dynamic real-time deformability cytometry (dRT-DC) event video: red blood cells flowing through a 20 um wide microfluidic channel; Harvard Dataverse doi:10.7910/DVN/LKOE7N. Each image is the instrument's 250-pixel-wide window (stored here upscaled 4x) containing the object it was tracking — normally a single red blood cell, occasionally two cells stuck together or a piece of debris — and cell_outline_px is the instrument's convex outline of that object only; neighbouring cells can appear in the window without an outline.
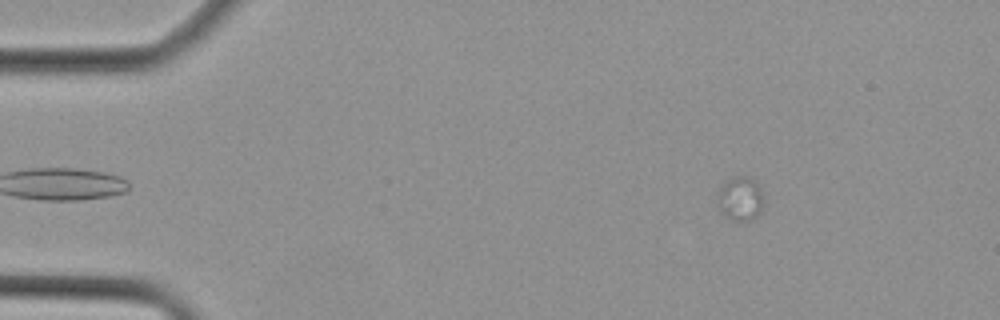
{"species": "Egyptian fruit bat (a non-hibernating species)", "species_latin": "Rousettus aegyptiacus", "temperature_condition": "cold", "stored_images_in_passage": 15, "camera_frame_rate_fps": 3000, "um_per_image_px": 0.085, "animal": {"sex": "female"}, "frame": {"image": 1, "passage_image": 2, "time_ms": 0.333, "image_size_px": [1000, 320], "cell_outline_px": [[764, 204], [760, 212], [752, 220], [732, 220], [724, 216], [720, 212], [716, 200], [716, 192], [724, 180], [732, 176], [744, 176], [756, 180], [764, 196]], "centroid_in_image_um": [62.89, 16.86], "position_along_channel_um": 22.1, "area_um2": 12.43}}